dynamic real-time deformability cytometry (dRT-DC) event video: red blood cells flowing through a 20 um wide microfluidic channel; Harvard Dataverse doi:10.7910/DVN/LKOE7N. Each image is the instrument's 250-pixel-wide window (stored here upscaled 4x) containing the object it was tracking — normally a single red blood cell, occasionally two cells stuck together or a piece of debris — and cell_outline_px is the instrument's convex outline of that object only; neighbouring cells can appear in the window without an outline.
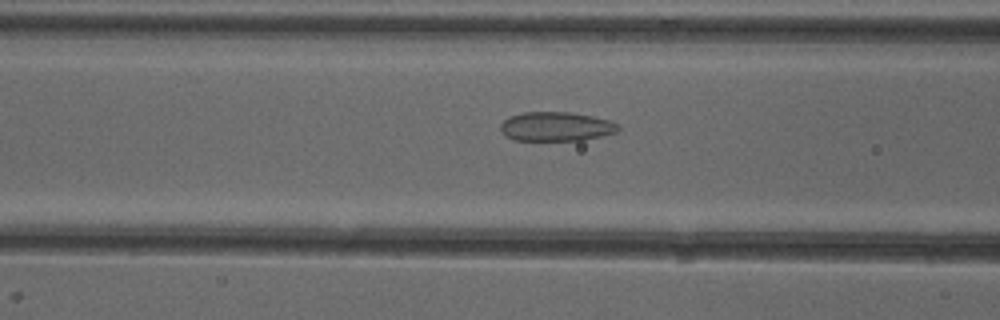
{"species": "common noctule bat (a hibernating species)", "species_latin": "Nyctalus noctula", "temperature_condition": "cold", "stored_images_in_passage": 52, "camera_frame_rate_fps": 3000, "um_per_image_px": 0.085, "animal": {"sex": "female"}, "frame": {"image": 1, "passage_image": 21, "time_ms": 6.667, "image_size_px": [1000, 320], "cell_outline_px": [[620, 128], [616, 132], [584, 140], [512, 140], [500, 128], [500, 124], [508, 116], [524, 112], [568, 112], [592, 116], [608, 120], [620, 124]], "centroid_in_image_um": [47.27, 10.75], "position_along_channel_um": 119.3, "area_um2": 19.94}}
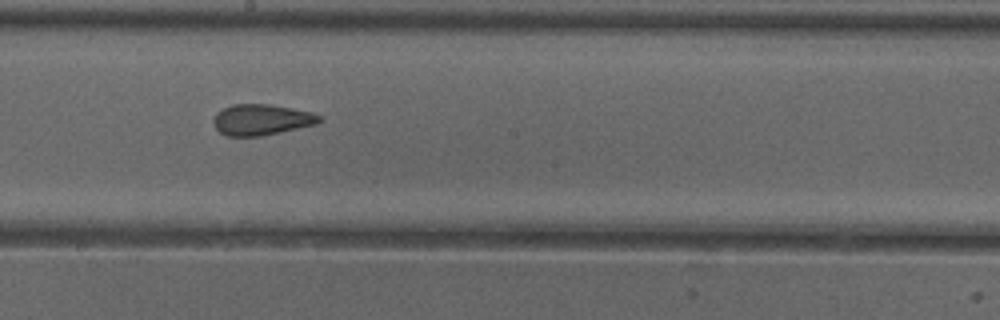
{"frame": {"image": 2, "passage_image": 29, "time_ms": 9.333, "image_size_px": [1000, 320], "cell_outline_px": [[324, 120], [316, 124], [280, 132], [260, 136], [228, 136], [220, 132], [216, 128], [212, 120], [216, 112], [232, 104], [272, 104], [312, 112], [320, 116]], "centroid_in_image_um": [22.23, 10.16], "position_along_channel_um": 226.0, "area_um2": 19.13}}
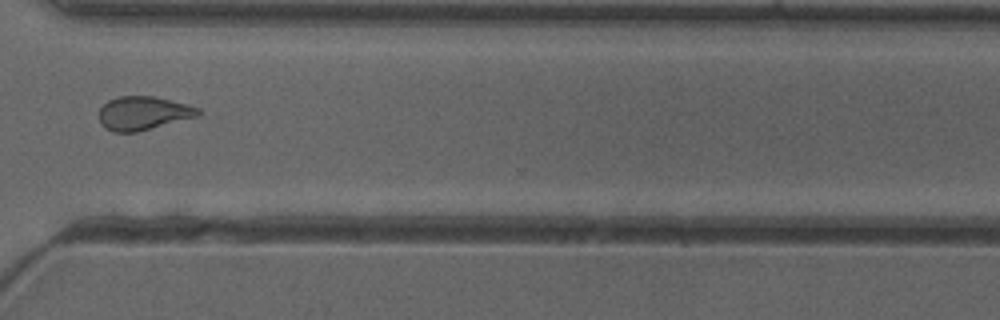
{"frame": {"image": 3, "passage_image": 39, "time_ms": 12.667, "image_size_px": [1000, 320], "cell_outline_px": [[204, 112], [200, 116], [136, 132], [112, 132], [104, 128], [100, 124], [100, 108], [108, 100], [116, 96], [152, 96], [188, 104], [200, 108]], "centroid_in_image_um": [12.2, 9.62], "position_along_channel_um": 358.4, "area_um2": 19.65}, "authors_computed_cell_mechanics": {"area_um2": 20.2011, "velocity_mm_per_s": 3.979, "shape_relaxation_time_tau1_ms": null, "shape_relaxation_time_tau2_ms": 1.5257, "deformation_change_tau1": null, "deformation_change_tau2": 0.0877}}